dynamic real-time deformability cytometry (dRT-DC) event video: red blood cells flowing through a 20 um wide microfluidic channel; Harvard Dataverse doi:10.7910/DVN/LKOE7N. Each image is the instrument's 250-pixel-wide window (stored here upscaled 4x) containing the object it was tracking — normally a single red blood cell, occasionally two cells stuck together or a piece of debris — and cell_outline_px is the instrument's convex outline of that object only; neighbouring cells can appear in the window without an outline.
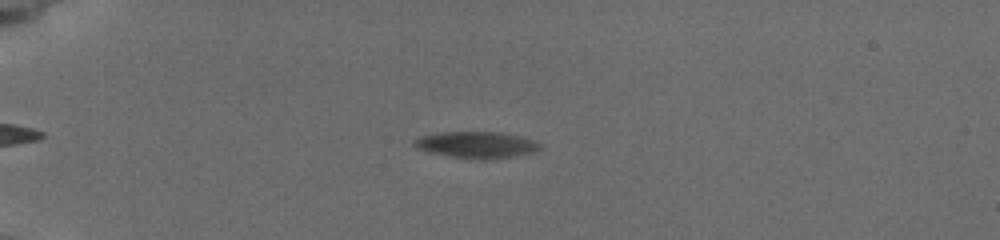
{"species": "common noctule bat (a hibernating species)", "species_latin": "Nyctalus noctula", "temperature_condition": "cold", "stored_images_in_passage": 34, "camera_frame_rate_fps": 3000, "um_per_image_px": 0.085, "animal": {"sex": "female", "body_mass_g": 19.5, "forearm_length_mm": 54.1}, "frame": {"image": 1, "passage_image": 9, "time_ms": 3.667, "image_size_px": [1000, 240], "cell_outline_px": [[544, 144], [536, 152], [512, 156], [452, 156], [432, 152], [416, 148], [412, 144], [416, 136], [440, 132], [500, 132], [520, 136], [536, 140]], "centroid_in_image_um": [40.51, 12.24], "position_along_channel_um": 44.5, "area_um2": 18.67}}
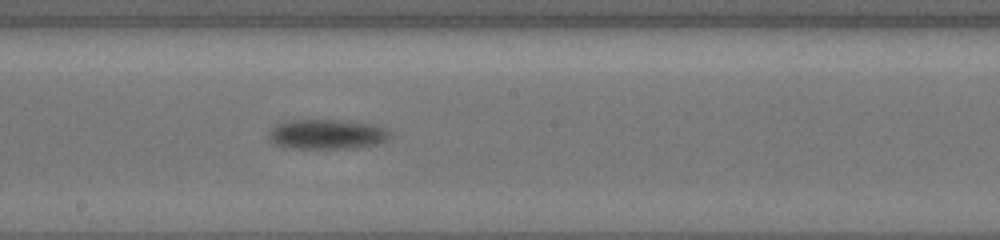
{"frame": {"image": 2, "passage_image": 23, "time_ms": 9.667, "image_size_px": [1000, 240], "cell_outline_px": [[392, 132], [380, 144], [352, 148], [292, 148], [272, 144], [268, 136], [268, 132], [276, 124], [284, 120], [344, 120], [376, 124], [388, 128]], "centroid_in_image_um": [27.79, 11.4], "position_along_channel_um": 220.4, "area_um2": 21.44}}
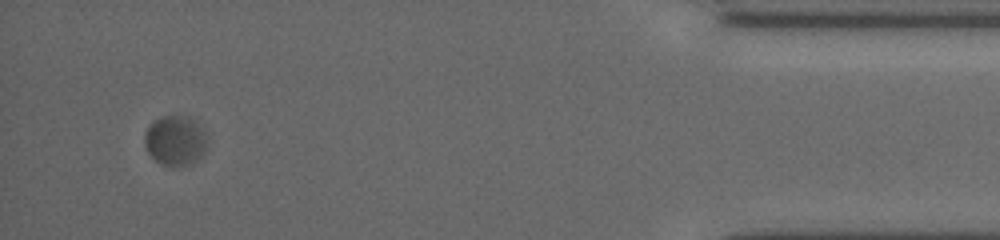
{"frame": {"image": 3, "passage_image": 34, "time_ms": 16.667, "image_size_px": [1000, 240], "cell_outline_px": [[208, 140], [204, 152], [196, 160], [188, 164], [176, 168], [172, 168], [160, 164], [148, 152], [144, 144], [144, 136], [152, 120], [164, 116], [188, 116], [200, 120], [208, 136]], "centroid_in_image_um": [14.94, 11.93], "position_along_channel_um": 420.3, "area_um2": 18.84}, "authors_computed_cell_mechanics": {"area_um2": 19.7676, "velocity_mm_per_s": 3.683, "shape_relaxation_time_tau1_ms": 0.3936, "shape_relaxation_time_tau2_ms": 1.6924, "deformation_change_tau1": 0.0611, "deformation_change_tau2": 0.0272}}